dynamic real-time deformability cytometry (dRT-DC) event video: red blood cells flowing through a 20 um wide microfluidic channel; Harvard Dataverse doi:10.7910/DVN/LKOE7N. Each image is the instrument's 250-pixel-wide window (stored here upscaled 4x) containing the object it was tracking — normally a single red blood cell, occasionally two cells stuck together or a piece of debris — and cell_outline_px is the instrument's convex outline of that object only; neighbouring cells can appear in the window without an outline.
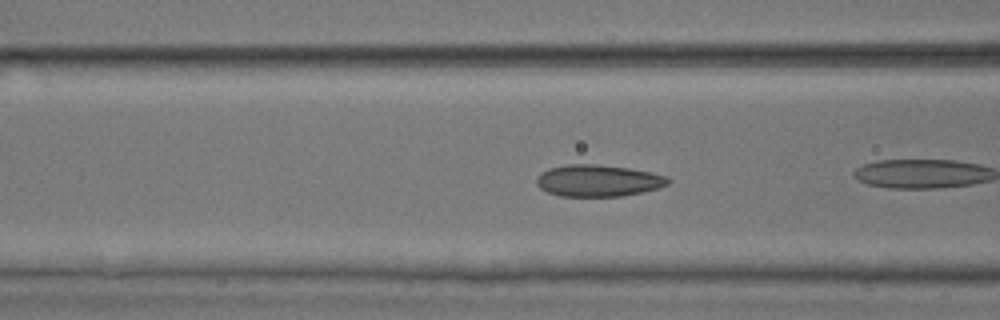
{"species": "common noctule bat (a hibernating species)", "species_latin": "Nyctalus noctula", "temperature_condition": "room temperature", "stored_images_in_passage": 24, "camera_frame_rate_fps": 3000, "um_per_image_px": 0.085, "animal": {"sex": "male", "body_mass_g": 17.9, "forearm_length_mm": 54.2}, "frame": {"image": 1, "passage_image": 4, "time_ms": 1.0, "image_size_px": [1000, 320], "cell_outline_px": [[672, 180], [668, 184], [660, 188], [620, 196], [560, 196], [548, 192], [540, 188], [536, 184], [536, 180], [540, 172], [548, 168], [568, 164], [596, 164], [628, 168], [668, 176]], "centroid_in_image_um": [50.83, 15.35], "position_along_channel_um": 115.8, "area_um2": 24.33}}